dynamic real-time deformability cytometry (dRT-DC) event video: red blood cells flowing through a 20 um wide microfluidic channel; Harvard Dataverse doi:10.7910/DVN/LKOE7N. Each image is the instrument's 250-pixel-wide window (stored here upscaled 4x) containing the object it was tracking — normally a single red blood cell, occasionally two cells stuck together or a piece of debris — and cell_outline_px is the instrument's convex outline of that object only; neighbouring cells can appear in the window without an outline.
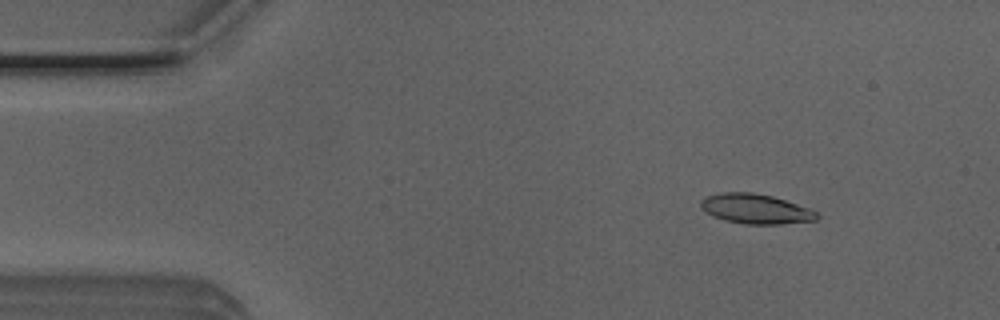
{"species": "Egyptian fruit bat (a non-hibernating species)", "species_latin": "Rousettus aegyptiacus", "temperature_condition": "room temperature", "stored_images_in_passage": 50, "camera_frame_rate_fps": 3000, "um_per_image_px": 0.085, "animal": {"sex": "male"}, "frame": {"image": 1, "passage_image": 6, "time_ms": 1.667, "image_size_px": [1000, 320], "cell_outline_px": [[820, 216], [816, 220], [780, 224], [744, 224], [724, 220], [712, 216], [700, 208], [700, 200], [708, 196], [724, 192], [752, 192], [772, 196], [808, 208], [816, 212]], "centroid_in_image_um": [64.2, 17.76], "position_along_channel_um": 20.8, "area_um2": 20.06}}
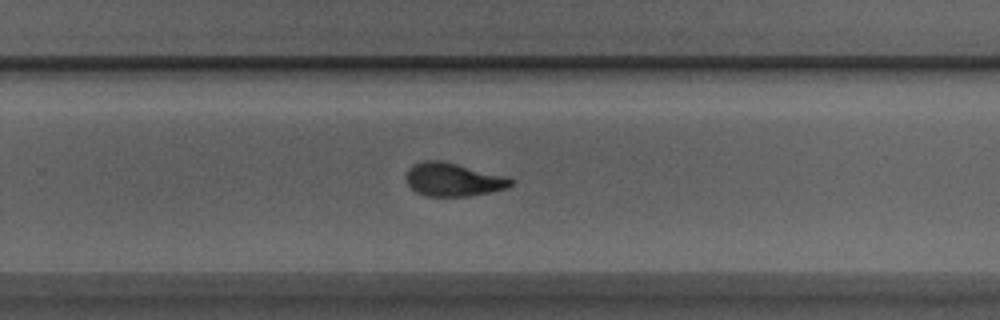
{"frame": {"image": 2, "passage_image": 32, "time_ms": 10.333, "image_size_px": [1000, 320], "cell_outline_px": [[512, 184], [504, 188], [488, 192], [468, 196], [428, 196], [416, 192], [404, 180], [404, 176], [408, 168], [412, 164], [424, 160], [440, 160], [508, 176], [512, 180]], "centroid_in_image_um": [38.45, 15.25], "position_along_channel_um": 291.3, "area_um2": 20.35}}
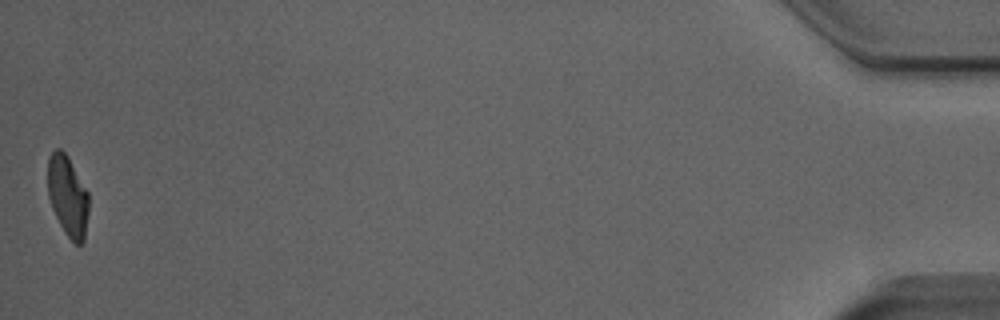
{"frame": {"image": 3, "passage_image": 50, "time_ms": 16.333, "image_size_px": [1000, 320], "cell_outline_px": [[88, 212], [84, 240], [80, 244], [76, 244], [64, 232], [52, 208], [48, 196], [48, 156], [56, 148], [60, 148], [68, 156], [88, 192]], "centroid_in_image_um": [5.75, 16.63], "position_along_channel_um": 429.5, "area_um2": 19.13}, "authors_computed_cell_mechanics": {"area_um2": 20.3745, "velocity_mm_per_s": 4.019, "shape_relaxation_time_tau1_ms": 5.0319, "shape_relaxation_time_tau2_ms": 1.8733, "deformation_change_tau1": 0.1871, "deformation_change_tau2": 0.0866}}